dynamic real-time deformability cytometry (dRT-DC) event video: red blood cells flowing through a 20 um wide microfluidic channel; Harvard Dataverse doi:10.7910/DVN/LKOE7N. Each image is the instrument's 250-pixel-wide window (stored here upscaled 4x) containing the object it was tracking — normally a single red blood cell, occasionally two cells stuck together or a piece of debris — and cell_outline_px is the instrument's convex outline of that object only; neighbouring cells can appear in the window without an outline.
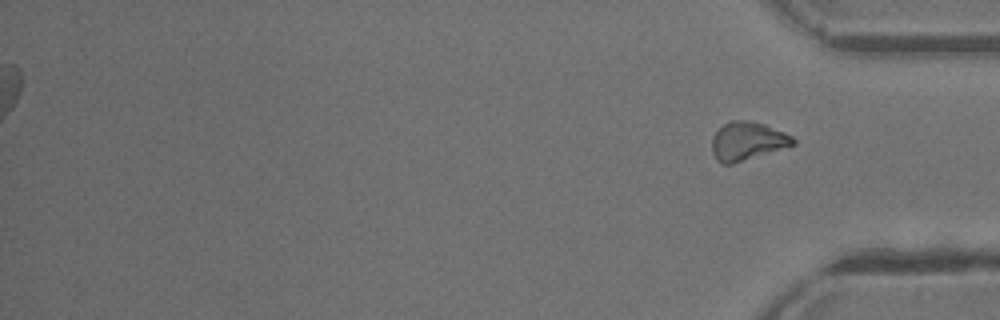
{"species": "common noctule bat (a hibernating species)", "species_latin": "Nyctalus noctula", "temperature_condition": "warm", "stored_images_in_passage": 34, "segment_of_instrument_passage": [2, 2], "camera_frame_rate_fps": 3000, "um_per_image_px": 0.085, "animal": {"sex": "male", "body_mass_g": 13.3}, "frame": {"image": 1, "passage_image": 34, "time_ms": 11.0, "image_size_px": [1000, 320], "cell_outline_px": [[796, 144], [732, 164], [724, 164], [716, 160], [712, 152], [712, 136], [724, 124], [732, 120], [748, 120], [764, 124], [784, 132], [792, 136], [796, 140]], "centroid_in_image_um": [63.52, 11.99], "position_along_channel_um": 371.7, "area_um2": 18.03}}